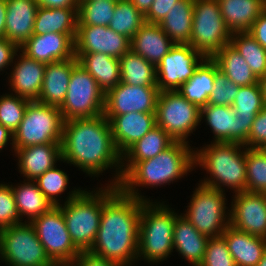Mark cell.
<instances>
[{"label": "cell", "instance_id": "cell-16", "mask_svg": "<svg viewBox=\"0 0 266 266\" xmlns=\"http://www.w3.org/2000/svg\"><path fill=\"white\" fill-rule=\"evenodd\" d=\"M131 40L108 26L78 25L74 39L75 53H104L120 59L130 50Z\"/></svg>", "mask_w": 266, "mask_h": 266}, {"label": "cell", "instance_id": "cell-6", "mask_svg": "<svg viewBox=\"0 0 266 266\" xmlns=\"http://www.w3.org/2000/svg\"><path fill=\"white\" fill-rule=\"evenodd\" d=\"M164 202L145 201L141 208L137 259L153 265L166 260L174 250V225L179 215Z\"/></svg>", "mask_w": 266, "mask_h": 266}, {"label": "cell", "instance_id": "cell-44", "mask_svg": "<svg viewBox=\"0 0 266 266\" xmlns=\"http://www.w3.org/2000/svg\"><path fill=\"white\" fill-rule=\"evenodd\" d=\"M238 85L234 84L222 71L219 70L216 63V77L214 88L209 96L208 104L231 106L239 90Z\"/></svg>", "mask_w": 266, "mask_h": 266}, {"label": "cell", "instance_id": "cell-26", "mask_svg": "<svg viewBox=\"0 0 266 266\" xmlns=\"http://www.w3.org/2000/svg\"><path fill=\"white\" fill-rule=\"evenodd\" d=\"M236 266H256L266 250V239L237 230L229 225L221 235Z\"/></svg>", "mask_w": 266, "mask_h": 266}, {"label": "cell", "instance_id": "cell-10", "mask_svg": "<svg viewBox=\"0 0 266 266\" xmlns=\"http://www.w3.org/2000/svg\"><path fill=\"white\" fill-rule=\"evenodd\" d=\"M0 260L8 266H54L34 226L24 222L0 230Z\"/></svg>", "mask_w": 266, "mask_h": 266}, {"label": "cell", "instance_id": "cell-42", "mask_svg": "<svg viewBox=\"0 0 266 266\" xmlns=\"http://www.w3.org/2000/svg\"><path fill=\"white\" fill-rule=\"evenodd\" d=\"M30 100L16 94L0 96V124L14 133L23 119L25 109Z\"/></svg>", "mask_w": 266, "mask_h": 266}, {"label": "cell", "instance_id": "cell-12", "mask_svg": "<svg viewBox=\"0 0 266 266\" xmlns=\"http://www.w3.org/2000/svg\"><path fill=\"white\" fill-rule=\"evenodd\" d=\"M201 109L177 90L159 93L155 109L156 125L175 141L189 143L188 136L201 123Z\"/></svg>", "mask_w": 266, "mask_h": 266}, {"label": "cell", "instance_id": "cell-33", "mask_svg": "<svg viewBox=\"0 0 266 266\" xmlns=\"http://www.w3.org/2000/svg\"><path fill=\"white\" fill-rule=\"evenodd\" d=\"M12 191L15 198L16 207L23 221V216H26L28 222L31 223L34 219L47 212L52 204L46 199L45 195L40 191L35 181L24 180L23 184L12 185Z\"/></svg>", "mask_w": 266, "mask_h": 266}, {"label": "cell", "instance_id": "cell-11", "mask_svg": "<svg viewBox=\"0 0 266 266\" xmlns=\"http://www.w3.org/2000/svg\"><path fill=\"white\" fill-rule=\"evenodd\" d=\"M59 108L64 121L104 114L105 93L79 63L72 70L65 99Z\"/></svg>", "mask_w": 266, "mask_h": 266}, {"label": "cell", "instance_id": "cell-34", "mask_svg": "<svg viewBox=\"0 0 266 266\" xmlns=\"http://www.w3.org/2000/svg\"><path fill=\"white\" fill-rule=\"evenodd\" d=\"M212 59L217 63L219 70L240 87L259 82L245 59L230 43L221 48Z\"/></svg>", "mask_w": 266, "mask_h": 266}, {"label": "cell", "instance_id": "cell-58", "mask_svg": "<svg viewBox=\"0 0 266 266\" xmlns=\"http://www.w3.org/2000/svg\"><path fill=\"white\" fill-rule=\"evenodd\" d=\"M261 194H262V197H263L265 205H266V191L262 192Z\"/></svg>", "mask_w": 266, "mask_h": 266}, {"label": "cell", "instance_id": "cell-53", "mask_svg": "<svg viewBox=\"0 0 266 266\" xmlns=\"http://www.w3.org/2000/svg\"><path fill=\"white\" fill-rule=\"evenodd\" d=\"M9 141L12 145L11 149L13 150V133L0 124V151L3 150L6 145H8Z\"/></svg>", "mask_w": 266, "mask_h": 266}, {"label": "cell", "instance_id": "cell-31", "mask_svg": "<svg viewBox=\"0 0 266 266\" xmlns=\"http://www.w3.org/2000/svg\"><path fill=\"white\" fill-rule=\"evenodd\" d=\"M78 26V8L38 7L33 35L45 33L76 34Z\"/></svg>", "mask_w": 266, "mask_h": 266}, {"label": "cell", "instance_id": "cell-48", "mask_svg": "<svg viewBox=\"0 0 266 266\" xmlns=\"http://www.w3.org/2000/svg\"><path fill=\"white\" fill-rule=\"evenodd\" d=\"M179 0H154L145 14L147 23L159 24Z\"/></svg>", "mask_w": 266, "mask_h": 266}, {"label": "cell", "instance_id": "cell-40", "mask_svg": "<svg viewBox=\"0 0 266 266\" xmlns=\"http://www.w3.org/2000/svg\"><path fill=\"white\" fill-rule=\"evenodd\" d=\"M117 0H79L78 25L109 26Z\"/></svg>", "mask_w": 266, "mask_h": 266}, {"label": "cell", "instance_id": "cell-3", "mask_svg": "<svg viewBox=\"0 0 266 266\" xmlns=\"http://www.w3.org/2000/svg\"><path fill=\"white\" fill-rule=\"evenodd\" d=\"M194 168V150L188 143L175 141L151 159L122 162V179L118 188L128 196L143 201H152L142 196L137 187L154 188V186L168 185L183 178Z\"/></svg>", "mask_w": 266, "mask_h": 266}, {"label": "cell", "instance_id": "cell-37", "mask_svg": "<svg viewBox=\"0 0 266 266\" xmlns=\"http://www.w3.org/2000/svg\"><path fill=\"white\" fill-rule=\"evenodd\" d=\"M230 44L245 59L258 79L266 75V49L248 32L232 33Z\"/></svg>", "mask_w": 266, "mask_h": 266}, {"label": "cell", "instance_id": "cell-29", "mask_svg": "<svg viewBox=\"0 0 266 266\" xmlns=\"http://www.w3.org/2000/svg\"><path fill=\"white\" fill-rule=\"evenodd\" d=\"M75 57L105 94L121 82L119 59L104 53H75Z\"/></svg>", "mask_w": 266, "mask_h": 266}, {"label": "cell", "instance_id": "cell-36", "mask_svg": "<svg viewBox=\"0 0 266 266\" xmlns=\"http://www.w3.org/2000/svg\"><path fill=\"white\" fill-rule=\"evenodd\" d=\"M174 142L175 140L170 135L156 125L122 155V162H139L151 159Z\"/></svg>", "mask_w": 266, "mask_h": 266}, {"label": "cell", "instance_id": "cell-46", "mask_svg": "<svg viewBox=\"0 0 266 266\" xmlns=\"http://www.w3.org/2000/svg\"><path fill=\"white\" fill-rule=\"evenodd\" d=\"M22 223L11 185L0 183V230Z\"/></svg>", "mask_w": 266, "mask_h": 266}, {"label": "cell", "instance_id": "cell-14", "mask_svg": "<svg viewBox=\"0 0 266 266\" xmlns=\"http://www.w3.org/2000/svg\"><path fill=\"white\" fill-rule=\"evenodd\" d=\"M205 58L189 44H174L156 66L157 87L160 92L178 90L193 76Z\"/></svg>", "mask_w": 266, "mask_h": 266}, {"label": "cell", "instance_id": "cell-20", "mask_svg": "<svg viewBox=\"0 0 266 266\" xmlns=\"http://www.w3.org/2000/svg\"><path fill=\"white\" fill-rule=\"evenodd\" d=\"M104 116L109 120L114 144L121 155L156 126L155 113Z\"/></svg>", "mask_w": 266, "mask_h": 266}, {"label": "cell", "instance_id": "cell-24", "mask_svg": "<svg viewBox=\"0 0 266 266\" xmlns=\"http://www.w3.org/2000/svg\"><path fill=\"white\" fill-rule=\"evenodd\" d=\"M76 57L46 64L38 102L60 107L68 90L73 68L78 64Z\"/></svg>", "mask_w": 266, "mask_h": 266}, {"label": "cell", "instance_id": "cell-43", "mask_svg": "<svg viewBox=\"0 0 266 266\" xmlns=\"http://www.w3.org/2000/svg\"><path fill=\"white\" fill-rule=\"evenodd\" d=\"M35 182L52 206H59L61 199L58 197L67 189L69 176L55 166L39 176Z\"/></svg>", "mask_w": 266, "mask_h": 266}, {"label": "cell", "instance_id": "cell-15", "mask_svg": "<svg viewBox=\"0 0 266 266\" xmlns=\"http://www.w3.org/2000/svg\"><path fill=\"white\" fill-rule=\"evenodd\" d=\"M159 93L158 87L132 86L120 82L105 94L104 115L155 113Z\"/></svg>", "mask_w": 266, "mask_h": 266}, {"label": "cell", "instance_id": "cell-21", "mask_svg": "<svg viewBox=\"0 0 266 266\" xmlns=\"http://www.w3.org/2000/svg\"><path fill=\"white\" fill-rule=\"evenodd\" d=\"M18 53L19 55L16 53L14 57L13 65H15H12L13 70L11 69L12 72L8 78L9 86L14 94L30 101H37L42 88L46 64L28 57L20 49Z\"/></svg>", "mask_w": 266, "mask_h": 266}, {"label": "cell", "instance_id": "cell-2", "mask_svg": "<svg viewBox=\"0 0 266 266\" xmlns=\"http://www.w3.org/2000/svg\"><path fill=\"white\" fill-rule=\"evenodd\" d=\"M144 202L117 188L103 202L97 236L88 252L123 266L134 265L138 260L139 221Z\"/></svg>", "mask_w": 266, "mask_h": 266}, {"label": "cell", "instance_id": "cell-57", "mask_svg": "<svg viewBox=\"0 0 266 266\" xmlns=\"http://www.w3.org/2000/svg\"><path fill=\"white\" fill-rule=\"evenodd\" d=\"M256 266H266V250L263 253L262 258L260 259V261L258 262Z\"/></svg>", "mask_w": 266, "mask_h": 266}, {"label": "cell", "instance_id": "cell-19", "mask_svg": "<svg viewBox=\"0 0 266 266\" xmlns=\"http://www.w3.org/2000/svg\"><path fill=\"white\" fill-rule=\"evenodd\" d=\"M76 34L45 33L32 35L19 49L38 62L50 64L75 57Z\"/></svg>", "mask_w": 266, "mask_h": 266}, {"label": "cell", "instance_id": "cell-13", "mask_svg": "<svg viewBox=\"0 0 266 266\" xmlns=\"http://www.w3.org/2000/svg\"><path fill=\"white\" fill-rule=\"evenodd\" d=\"M31 224L47 255L55 264H71L81 253L71 240L59 206L51 207Z\"/></svg>", "mask_w": 266, "mask_h": 266}, {"label": "cell", "instance_id": "cell-17", "mask_svg": "<svg viewBox=\"0 0 266 266\" xmlns=\"http://www.w3.org/2000/svg\"><path fill=\"white\" fill-rule=\"evenodd\" d=\"M230 225L266 239V205L261 193L237 192L232 198Z\"/></svg>", "mask_w": 266, "mask_h": 266}, {"label": "cell", "instance_id": "cell-55", "mask_svg": "<svg viewBox=\"0 0 266 266\" xmlns=\"http://www.w3.org/2000/svg\"><path fill=\"white\" fill-rule=\"evenodd\" d=\"M144 15L148 12L154 0H130Z\"/></svg>", "mask_w": 266, "mask_h": 266}, {"label": "cell", "instance_id": "cell-4", "mask_svg": "<svg viewBox=\"0 0 266 266\" xmlns=\"http://www.w3.org/2000/svg\"><path fill=\"white\" fill-rule=\"evenodd\" d=\"M238 142H211L194 149V165L202 167L210 176L199 181L209 188L234 193L247 191L246 147ZM242 149V150H241Z\"/></svg>", "mask_w": 266, "mask_h": 266}, {"label": "cell", "instance_id": "cell-9", "mask_svg": "<svg viewBox=\"0 0 266 266\" xmlns=\"http://www.w3.org/2000/svg\"><path fill=\"white\" fill-rule=\"evenodd\" d=\"M231 35L217 0H194L189 45L206 58H212L221 48L230 43Z\"/></svg>", "mask_w": 266, "mask_h": 266}, {"label": "cell", "instance_id": "cell-49", "mask_svg": "<svg viewBox=\"0 0 266 266\" xmlns=\"http://www.w3.org/2000/svg\"><path fill=\"white\" fill-rule=\"evenodd\" d=\"M19 47L7 40L6 38L0 39V72L6 70L8 66L13 64L14 57L18 53Z\"/></svg>", "mask_w": 266, "mask_h": 266}, {"label": "cell", "instance_id": "cell-1", "mask_svg": "<svg viewBox=\"0 0 266 266\" xmlns=\"http://www.w3.org/2000/svg\"><path fill=\"white\" fill-rule=\"evenodd\" d=\"M61 152L62 162L78 167L91 177L114 167V179L105 185L118 187L121 182L122 155L114 144L110 123L104 114L64 121Z\"/></svg>", "mask_w": 266, "mask_h": 266}, {"label": "cell", "instance_id": "cell-54", "mask_svg": "<svg viewBox=\"0 0 266 266\" xmlns=\"http://www.w3.org/2000/svg\"><path fill=\"white\" fill-rule=\"evenodd\" d=\"M6 0H0V39L5 38Z\"/></svg>", "mask_w": 266, "mask_h": 266}, {"label": "cell", "instance_id": "cell-27", "mask_svg": "<svg viewBox=\"0 0 266 266\" xmlns=\"http://www.w3.org/2000/svg\"><path fill=\"white\" fill-rule=\"evenodd\" d=\"M209 237L201 234L182 213L176 218L173 233V248L193 266H199L205 256Z\"/></svg>", "mask_w": 266, "mask_h": 266}, {"label": "cell", "instance_id": "cell-39", "mask_svg": "<svg viewBox=\"0 0 266 266\" xmlns=\"http://www.w3.org/2000/svg\"><path fill=\"white\" fill-rule=\"evenodd\" d=\"M231 107L236 118L242 121H254L255 116L265 107L259 82L239 87Z\"/></svg>", "mask_w": 266, "mask_h": 266}, {"label": "cell", "instance_id": "cell-51", "mask_svg": "<svg viewBox=\"0 0 266 266\" xmlns=\"http://www.w3.org/2000/svg\"><path fill=\"white\" fill-rule=\"evenodd\" d=\"M248 33L266 49V9L261 15L253 22L251 29Z\"/></svg>", "mask_w": 266, "mask_h": 266}, {"label": "cell", "instance_id": "cell-56", "mask_svg": "<svg viewBox=\"0 0 266 266\" xmlns=\"http://www.w3.org/2000/svg\"><path fill=\"white\" fill-rule=\"evenodd\" d=\"M259 85H260L263 100L266 106V75L259 79Z\"/></svg>", "mask_w": 266, "mask_h": 266}, {"label": "cell", "instance_id": "cell-50", "mask_svg": "<svg viewBox=\"0 0 266 266\" xmlns=\"http://www.w3.org/2000/svg\"><path fill=\"white\" fill-rule=\"evenodd\" d=\"M71 264L73 266H123L122 264L97 257L90 252H81Z\"/></svg>", "mask_w": 266, "mask_h": 266}, {"label": "cell", "instance_id": "cell-35", "mask_svg": "<svg viewBox=\"0 0 266 266\" xmlns=\"http://www.w3.org/2000/svg\"><path fill=\"white\" fill-rule=\"evenodd\" d=\"M121 82L132 86L157 87L156 66L131 49L120 59Z\"/></svg>", "mask_w": 266, "mask_h": 266}, {"label": "cell", "instance_id": "cell-22", "mask_svg": "<svg viewBox=\"0 0 266 266\" xmlns=\"http://www.w3.org/2000/svg\"><path fill=\"white\" fill-rule=\"evenodd\" d=\"M36 0H6L5 38L19 48L33 35Z\"/></svg>", "mask_w": 266, "mask_h": 266}, {"label": "cell", "instance_id": "cell-41", "mask_svg": "<svg viewBox=\"0 0 266 266\" xmlns=\"http://www.w3.org/2000/svg\"><path fill=\"white\" fill-rule=\"evenodd\" d=\"M247 191H266V149L246 147Z\"/></svg>", "mask_w": 266, "mask_h": 266}, {"label": "cell", "instance_id": "cell-52", "mask_svg": "<svg viewBox=\"0 0 266 266\" xmlns=\"http://www.w3.org/2000/svg\"><path fill=\"white\" fill-rule=\"evenodd\" d=\"M40 7L45 8H78L79 0H36Z\"/></svg>", "mask_w": 266, "mask_h": 266}, {"label": "cell", "instance_id": "cell-45", "mask_svg": "<svg viewBox=\"0 0 266 266\" xmlns=\"http://www.w3.org/2000/svg\"><path fill=\"white\" fill-rule=\"evenodd\" d=\"M199 266H236L222 236L209 238L204 259Z\"/></svg>", "mask_w": 266, "mask_h": 266}, {"label": "cell", "instance_id": "cell-18", "mask_svg": "<svg viewBox=\"0 0 266 266\" xmlns=\"http://www.w3.org/2000/svg\"><path fill=\"white\" fill-rule=\"evenodd\" d=\"M201 121L209 125L214 134L212 142H238L244 144L253 121H242L236 118L231 106L207 104L201 108Z\"/></svg>", "mask_w": 266, "mask_h": 266}, {"label": "cell", "instance_id": "cell-32", "mask_svg": "<svg viewBox=\"0 0 266 266\" xmlns=\"http://www.w3.org/2000/svg\"><path fill=\"white\" fill-rule=\"evenodd\" d=\"M193 10L194 0H179L159 23L174 44H189Z\"/></svg>", "mask_w": 266, "mask_h": 266}, {"label": "cell", "instance_id": "cell-28", "mask_svg": "<svg viewBox=\"0 0 266 266\" xmlns=\"http://www.w3.org/2000/svg\"><path fill=\"white\" fill-rule=\"evenodd\" d=\"M221 15L231 33L248 32L266 9V0H217Z\"/></svg>", "mask_w": 266, "mask_h": 266}, {"label": "cell", "instance_id": "cell-38", "mask_svg": "<svg viewBox=\"0 0 266 266\" xmlns=\"http://www.w3.org/2000/svg\"><path fill=\"white\" fill-rule=\"evenodd\" d=\"M145 22V15L130 0H117L114 14L108 27L131 40Z\"/></svg>", "mask_w": 266, "mask_h": 266}, {"label": "cell", "instance_id": "cell-8", "mask_svg": "<svg viewBox=\"0 0 266 266\" xmlns=\"http://www.w3.org/2000/svg\"><path fill=\"white\" fill-rule=\"evenodd\" d=\"M193 193L182 215L201 234L209 238L221 236L230 225V209L225 203V193L200 183Z\"/></svg>", "mask_w": 266, "mask_h": 266}, {"label": "cell", "instance_id": "cell-23", "mask_svg": "<svg viewBox=\"0 0 266 266\" xmlns=\"http://www.w3.org/2000/svg\"><path fill=\"white\" fill-rule=\"evenodd\" d=\"M13 151L18 157L19 172L26 181H35L47 170L55 167L57 161H62L61 144L33 145Z\"/></svg>", "mask_w": 266, "mask_h": 266}, {"label": "cell", "instance_id": "cell-7", "mask_svg": "<svg viewBox=\"0 0 266 266\" xmlns=\"http://www.w3.org/2000/svg\"><path fill=\"white\" fill-rule=\"evenodd\" d=\"M64 120L59 107L30 101L13 133V150L33 145L61 144Z\"/></svg>", "mask_w": 266, "mask_h": 266}, {"label": "cell", "instance_id": "cell-47", "mask_svg": "<svg viewBox=\"0 0 266 266\" xmlns=\"http://www.w3.org/2000/svg\"><path fill=\"white\" fill-rule=\"evenodd\" d=\"M243 145L266 149V106L255 116L248 139Z\"/></svg>", "mask_w": 266, "mask_h": 266}, {"label": "cell", "instance_id": "cell-30", "mask_svg": "<svg viewBox=\"0 0 266 266\" xmlns=\"http://www.w3.org/2000/svg\"><path fill=\"white\" fill-rule=\"evenodd\" d=\"M216 62L205 58L196 68L193 76L177 90L189 102L200 109L208 104L209 96L214 88Z\"/></svg>", "mask_w": 266, "mask_h": 266}, {"label": "cell", "instance_id": "cell-59", "mask_svg": "<svg viewBox=\"0 0 266 266\" xmlns=\"http://www.w3.org/2000/svg\"><path fill=\"white\" fill-rule=\"evenodd\" d=\"M54 266H73L72 264H55Z\"/></svg>", "mask_w": 266, "mask_h": 266}, {"label": "cell", "instance_id": "cell-25", "mask_svg": "<svg viewBox=\"0 0 266 266\" xmlns=\"http://www.w3.org/2000/svg\"><path fill=\"white\" fill-rule=\"evenodd\" d=\"M173 45L159 24L145 22L131 38L130 49L157 66Z\"/></svg>", "mask_w": 266, "mask_h": 266}, {"label": "cell", "instance_id": "cell-5", "mask_svg": "<svg viewBox=\"0 0 266 266\" xmlns=\"http://www.w3.org/2000/svg\"><path fill=\"white\" fill-rule=\"evenodd\" d=\"M117 188L107 185L91 192L73 188L66 201L59 205L71 240L81 252H88L92 248L100 225L103 202Z\"/></svg>", "mask_w": 266, "mask_h": 266}]
</instances>
